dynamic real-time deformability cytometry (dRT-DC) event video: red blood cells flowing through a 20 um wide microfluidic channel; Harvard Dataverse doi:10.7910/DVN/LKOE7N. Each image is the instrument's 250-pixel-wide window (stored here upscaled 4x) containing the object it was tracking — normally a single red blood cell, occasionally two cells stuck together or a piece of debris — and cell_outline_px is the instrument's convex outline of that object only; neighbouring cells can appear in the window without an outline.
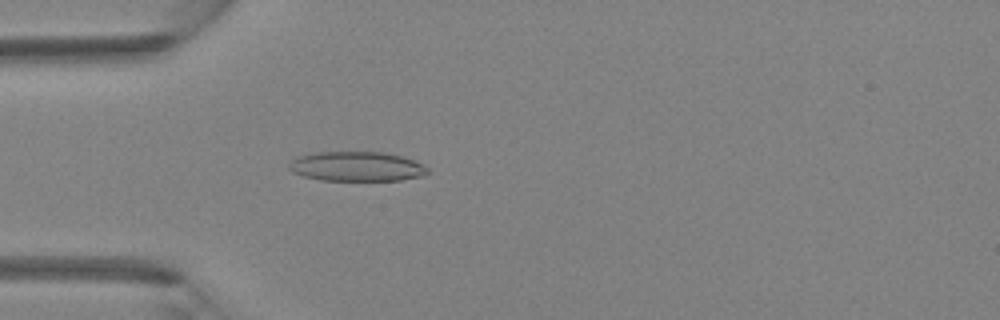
{"species": "Egyptian fruit bat (a non-hibernating species)", "species_latin": "Rousettus aegyptiacus", "temperature_condition": "room temperature", "stored_images_in_passage": 3, "camera_frame_rate_fps": 3000, "um_per_image_px": 0.085, "animal": {"sex": "female"}, "frame": {"image": 1, "passage_image": 3, "time_ms": 0.667, "image_size_px": [1000, 320], "cell_outline_px": [[428, 172], [424, 176], [400, 180], [320, 180], [304, 176], [292, 172], [288, 168], [288, 164], [292, 160], [300, 156], [316, 152], [384, 152], [404, 156], [428, 168]], "centroid_in_image_um": [30.32, 14.15], "position_along_channel_um": 54.7, "area_um2": 23.87}}